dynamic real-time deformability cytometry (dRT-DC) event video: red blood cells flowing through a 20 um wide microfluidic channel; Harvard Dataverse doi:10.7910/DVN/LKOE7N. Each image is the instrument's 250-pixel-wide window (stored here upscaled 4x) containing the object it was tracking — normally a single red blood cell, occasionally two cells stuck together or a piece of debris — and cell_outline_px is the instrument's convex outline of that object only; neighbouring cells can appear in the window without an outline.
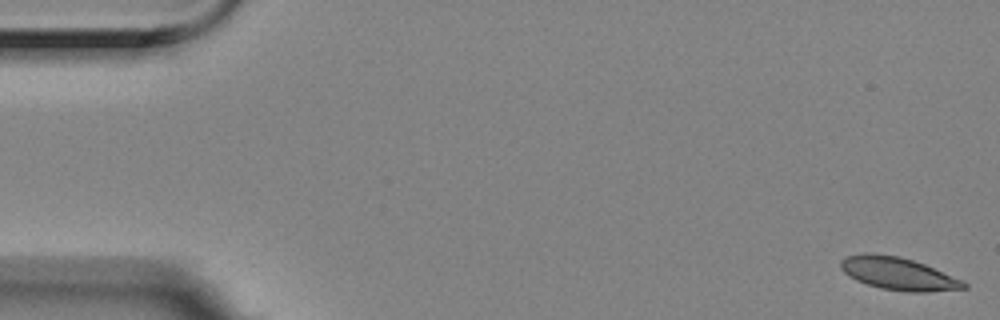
{"species": "Egyptian fruit bat (a non-hibernating species)", "species_latin": "Rousettus aegyptiacus", "temperature_condition": "room temperature", "stored_images_in_passage": 56, "camera_frame_rate_fps": 3000, "um_per_image_px": 0.085, "animal": {"sex": "female"}, "frame": {"image": 1, "passage_image": 1, "time_ms": 0.0, "image_size_px": [1000, 320], "cell_outline_px": [[968, 288], [928, 292], [908, 292], [880, 288], [856, 280], [844, 272], [840, 268], [840, 260], [848, 256], [864, 252], [868, 252], [900, 256], [924, 264], [964, 280], [968, 284]], "centroid_in_image_um": [76.37, 23.26], "position_along_channel_um": 8.6, "area_um2": 23.52}}
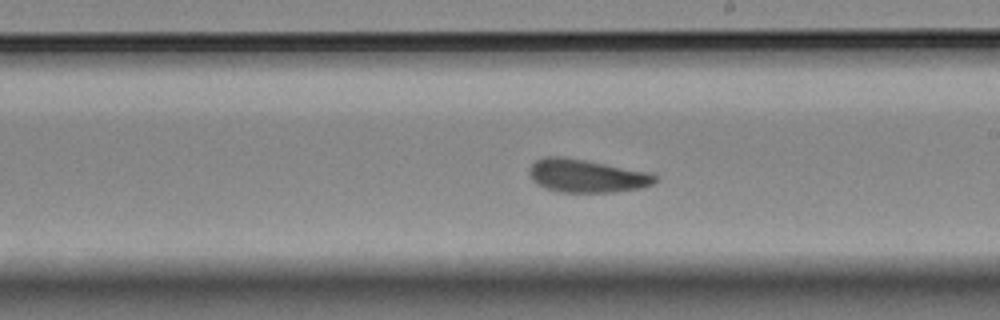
{"frame": {"image": 2, "passage_image": 32, "time_ms": 10.333, "image_size_px": [1000, 320], "cell_outline_px": [[656, 180], [652, 184], [640, 188], [616, 192], [556, 192], [544, 188], [536, 184], [532, 180], [528, 172], [528, 168], [536, 160], [544, 156], [564, 156], [648, 172], [656, 176]], "centroid_in_image_um": [49.79, 14.95], "position_along_channel_um": 239.2, "area_um2": 24.39}}
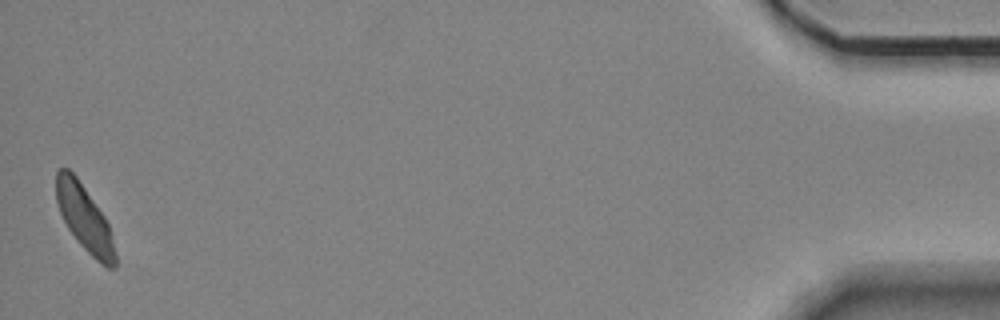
{"frame": {"image": 3, "passage_image": 56, "time_ms": 18.333, "image_size_px": [1000, 320], "cell_outline_px": [[116, 268], [108, 268], [100, 264], [80, 244], [68, 228], [60, 212], [56, 200], [56, 172], [60, 168], [68, 168], [76, 176], [104, 216], [108, 224], [116, 256]], "centroid_in_image_um": [7.18, 18.56], "position_along_channel_um": 428.0, "area_um2": 22.25}, "authors_computed_cell_mechanics": {"area_um2": 23.987, "velocity_mm_per_s": 3.4951, "shape_relaxation_time_tau1_ms": 3.8891, "shape_relaxation_time_tau2_ms": 2.7497, "deformation_change_tau1": 0.1036, "deformation_change_tau2": 0.0747}}